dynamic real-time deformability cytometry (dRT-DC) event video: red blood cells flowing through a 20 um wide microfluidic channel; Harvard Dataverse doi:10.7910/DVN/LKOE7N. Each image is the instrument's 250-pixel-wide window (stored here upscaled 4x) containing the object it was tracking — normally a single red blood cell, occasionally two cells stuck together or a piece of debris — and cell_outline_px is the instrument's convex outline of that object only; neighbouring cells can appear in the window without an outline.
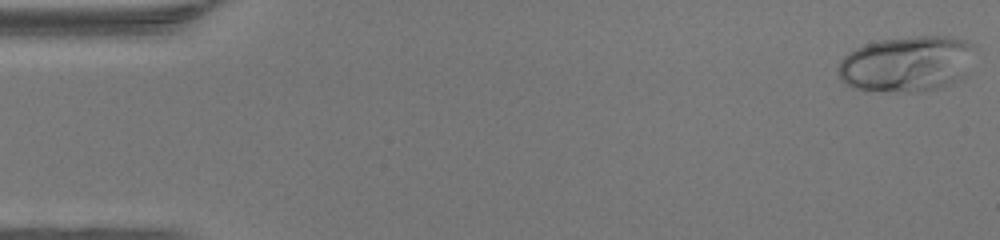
{"species": "human", "species_latin": "Homo sapiens", "temperature_condition": "warm", "stored_images_in_passage": 47, "camera_frame_rate_fps": 3000, "um_per_image_px": 0.085, "donor": {"sex": "female"}, "frame": {"image": 1, "passage_image": 1, "time_ms": 0.0, "image_size_px": [1000, 240], "cell_outline_px": [[976, 48], [964, 76], [940, 88], [916, 92], [908, 92], [852, 88], [844, 84], [840, 80], [836, 72], [836, 68], [840, 60], [848, 52], [864, 44], [880, 40], [920, 36], [948, 36], [964, 40], [976, 44]], "centroid_in_image_um": [77.05, 5.42], "position_along_channel_um": 8.0, "area_um2": 44.68}}
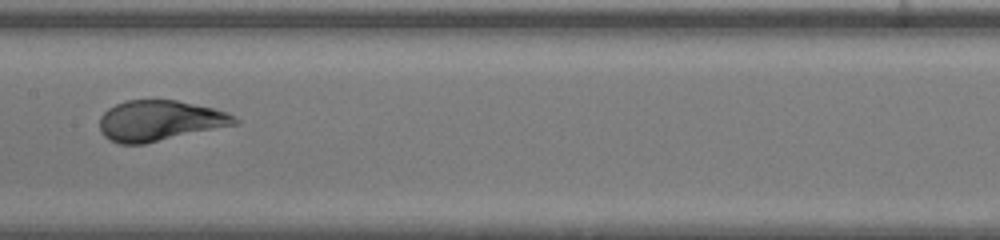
{"frame": {"image": 2, "passage_image": 24, "time_ms": 7.667, "image_size_px": [1000, 240], "cell_outline_px": [[240, 124], [144, 144], [120, 144], [104, 136], [100, 132], [100, 116], [108, 108], [116, 104], [128, 100], [176, 100], [212, 108], [228, 112], [236, 116], [240, 120]], "centroid_in_image_um": [13.61, 10.26], "position_along_channel_um": 193.8, "area_um2": 32.08}}
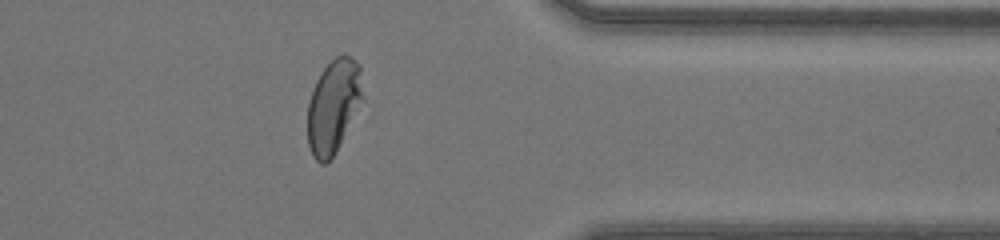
{"frame": {"image": 3, "passage_image": 38, "time_ms": 12.333, "image_size_px": [1000, 240], "cell_outline_px": [[364, 96], [332, 156], [324, 164], [320, 164], [312, 156], [308, 144], [308, 104], [316, 80], [320, 72], [336, 56], [344, 52], [360, 64]], "centroid_in_image_um": [28.34, 8.95], "position_along_channel_um": 383.1, "area_um2": 29.65}, "authors_computed_cell_mechanics": {"area_um2": 32.5414, "velocity_mm_per_s": 4.3495, "shape_relaxation_time_tau1_ms": 4.018, "shape_relaxation_time_tau2_ms": null, "deformation_change_tau1": 0.2179, "deformation_change_tau2": null}}